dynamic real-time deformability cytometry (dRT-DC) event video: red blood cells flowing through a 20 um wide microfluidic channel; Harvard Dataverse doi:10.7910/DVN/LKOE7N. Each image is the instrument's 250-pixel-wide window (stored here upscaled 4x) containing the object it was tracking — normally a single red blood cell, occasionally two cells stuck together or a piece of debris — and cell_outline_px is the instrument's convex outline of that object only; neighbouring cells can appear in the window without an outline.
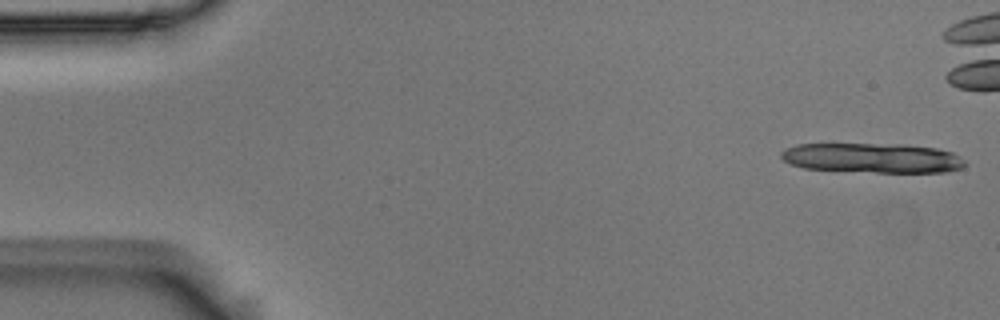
{"species": "Egyptian fruit bat (a non-hibernating species)", "species_latin": "Rousettus aegyptiacus", "temperature_condition": "room temperature", "stored_images_in_passage": 12, "camera_frame_rate_fps": 3000, "um_per_image_px": 0.085, "animal": {"sex": "male"}, "frame": {"image": 1, "passage_image": 1, "time_ms": 0.0, "image_size_px": [1000, 320], "cell_outline_px": [[964, 168], [944, 172], [876, 172], [804, 168], [792, 164], [784, 160], [780, 156], [780, 152], [784, 148], [796, 144], [904, 144], [936, 148], [952, 152], [964, 160]], "centroid_in_image_um": [74.15, 13.42], "position_along_channel_um": 10.9, "area_um2": 31.85}}